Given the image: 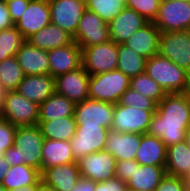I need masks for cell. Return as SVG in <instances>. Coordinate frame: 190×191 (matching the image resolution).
I'll list each match as a JSON object with an SVG mask.
<instances>
[{
    "label": "cell",
    "mask_w": 190,
    "mask_h": 191,
    "mask_svg": "<svg viewBox=\"0 0 190 191\" xmlns=\"http://www.w3.org/2000/svg\"><path fill=\"white\" fill-rule=\"evenodd\" d=\"M38 127L44 139L69 141L76 132L77 123L74 116L38 121Z\"/></svg>",
    "instance_id": "obj_31"
},
{
    "label": "cell",
    "mask_w": 190,
    "mask_h": 191,
    "mask_svg": "<svg viewBox=\"0 0 190 191\" xmlns=\"http://www.w3.org/2000/svg\"><path fill=\"white\" fill-rule=\"evenodd\" d=\"M161 0H128L126 7L135 10L148 22L157 17Z\"/></svg>",
    "instance_id": "obj_38"
},
{
    "label": "cell",
    "mask_w": 190,
    "mask_h": 191,
    "mask_svg": "<svg viewBox=\"0 0 190 191\" xmlns=\"http://www.w3.org/2000/svg\"><path fill=\"white\" fill-rule=\"evenodd\" d=\"M10 168V165L8 162L4 159V157L0 158V181L4 177V174L8 171Z\"/></svg>",
    "instance_id": "obj_46"
},
{
    "label": "cell",
    "mask_w": 190,
    "mask_h": 191,
    "mask_svg": "<svg viewBox=\"0 0 190 191\" xmlns=\"http://www.w3.org/2000/svg\"><path fill=\"white\" fill-rule=\"evenodd\" d=\"M17 126L0 118V158L13 146Z\"/></svg>",
    "instance_id": "obj_39"
},
{
    "label": "cell",
    "mask_w": 190,
    "mask_h": 191,
    "mask_svg": "<svg viewBox=\"0 0 190 191\" xmlns=\"http://www.w3.org/2000/svg\"><path fill=\"white\" fill-rule=\"evenodd\" d=\"M50 65V75L54 78L82 66V49L76 43L47 51Z\"/></svg>",
    "instance_id": "obj_17"
},
{
    "label": "cell",
    "mask_w": 190,
    "mask_h": 191,
    "mask_svg": "<svg viewBox=\"0 0 190 191\" xmlns=\"http://www.w3.org/2000/svg\"><path fill=\"white\" fill-rule=\"evenodd\" d=\"M141 142V134L120 133L109 130L104 150L112 154L117 161L135 160Z\"/></svg>",
    "instance_id": "obj_23"
},
{
    "label": "cell",
    "mask_w": 190,
    "mask_h": 191,
    "mask_svg": "<svg viewBox=\"0 0 190 191\" xmlns=\"http://www.w3.org/2000/svg\"><path fill=\"white\" fill-rule=\"evenodd\" d=\"M165 175V166H134L133 175L127 182V189L130 191H154Z\"/></svg>",
    "instance_id": "obj_26"
},
{
    "label": "cell",
    "mask_w": 190,
    "mask_h": 191,
    "mask_svg": "<svg viewBox=\"0 0 190 191\" xmlns=\"http://www.w3.org/2000/svg\"><path fill=\"white\" fill-rule=\"evenodd\" d=\"M51 23L48 0H31L23 15L14 25L27 40Z\"/></svg>",
    "instance_id": "obj_16"
},
{
    "label": "cell",
    "mask_w": 190,
    "mask_h": 191,
    "mask_svg": "<svg viewBox=\"0 0 190 191\" xmlns=\"http://www.w3.org/2000/svg\"><path fill=\"white\" fill-rule=\"evenodd\" d=\"M30 1L31 0H11L6 2L14 25L21 18L24 10H26Z\"/></svg>",
    "instance_id": "obj_43"
},
{
    "label": "cell",
    "mask_w": 190,
    "mask_h": 191,
    "mask_svg": "<svg viewBox=\"0 0 190 191\" xmlns=\"http://www.w3.org/2000/svg\"><path fill=\"white\" fill-rule=\"evenodd\" d=\"M80 178L77 162L53 166L41 172V181L57 191H70Z\"/></svg>",
    "instance_id": "obj_19"
},
{
    "label": "cell",
    "mask_w": 190,
    "mask_h": 191,
    "mask_svg": "<svg viewBox=\"0 0 190 191\" xmlns=\"http://www.w3.org/2000/svg\"><path fill=\"white\" fill-rule=\"evenodd\" d=\"M114 104L88 98L75 105L77 125L101 126L111 129Z\"/></svg>",
    "instance_id": "obj_13"
},
{
    "label": "cell",
    "mask_w": 190,
    "mask_h": 191,
    "mask_svg": "<svg viewBox=\"0 0 190 191\" xmlns=\"http://www.w3.org/2000/svg\"><path fill=\"white\" fill-rule=\"evenodd\" d=\"M38 188L39 184H31L25 187L16 188L9 191H38Z\"/></svg>",
    "instance_id": "obj_47"
},
{
    "label": "cell",
    "mask_w": 190,
    "mask_h": 191,
    "mask_svg": "<svg viewBox=\"0 0 190 191\" xmlns=\"http://www.w3.org/2000/svg\"><path fill=\"white\" fill-rule=\"evenodd\" d=\"M41 172L53 166L76 162L68 141L44 139Z\"/></svg>",
    "instance_id": "obj_28"
},
{
    "label": "cell",
    "mask_w": 190,
    "mask_h": 191,
    "mask_svg": "<svg viewBox=\"0 0 190 191\" xmlns=\"http://www.w3.org/2000/svg\"><path fill=\"white\" fill-rule=\"evenodd\" d=\"M27 41L34 47L48 51L71 44L73 36L57 25L50 23L30 36Z\"/></svg>",
    "instance_id": "obj_27"
},
{
    "label": "cell",
    "mask_w": 190,
    "mask_h": 191,
    "mask_svg": "<svg viewBox=\"0 0 190 191\" xmlns=\"http://www.w3.org/2000/svg\"><path fill=\"white\" fill-rule=\"evenodd\" d=\"M184 142L190 147V126L186 131Z\"/></svg>",
    "instance_id": "obj_50"
},
{
    "label": "cell",
    "mask_w": 190,
    "mask_h": 191,
    "mask_svg": "<svg viewBox=\"0 0 190 191\" xmlns=\"http://www.w3.org/2000/svg\"><path fill=\"white\" fill-rule=\"evenodd\" d=\"M146 74L154 79L167 94L187 93V72L159 54L147 59Z\"/></svg>",
    "instance_id": "obj_3"
},
{
    "label": "cell",
    "mask_w": 190,
    "mask_h": 191,
    "mask_svg": "<svg viewBox=\"0 0 190 191\" xmlns=\"http://www.w3.org/2000/svg\"><path fill=\"white\" fill-rule=\"evenodd\" d=\"M148 23L135 10L125 7L109 25V38L116 44H123L132 34Z\"/></svg>",
    "instance_id": "obj_18"
},
{
    "label": "cell",
    "mask_w": 190,
    "mask_h": 191,
    "mask_svg": "<svg viewBox=\"0 0 190 191\" xmlns=\"http://www.w3.org/2000/svg\"><path fill=\"white\" fill-rule=\"evenodd\" d=\"M75 105L67 97L55 92L39 105L38 121H51L67 116H74Z\"/></svg>",
    "instance_id": "obj_30"
},
{
    "label": "cell",
    "mask_w": 190,
    "mask_h": 191,
    "mask_svg": "<svg viewBox=\"0 0 190 191\" xmlns=\"http://www.w3.org/2000/svg\"><path fill=\"white\" fill-rule=\"evenodd\" d=\"M17 91L28 100L40 105L56 92L55 78L50 74L25 75Z\"/></svg>",
    "instance_id": "obj_21"
},
{
    "label": "cell",
    "mask_w": 190,
    "mask_h": 191,
    "mask_svg": "<svg viewBox=\"0 0 190 191\" xmlns=\"http://www.w3.org/2000/svg\"><path fill=\"white\" fill-rule=\"evenodd\" d=\"M109 25L96 13L85 10L78 23L73 41L81 48L108 42Z\"/></svg>",
    "instance_id": "obj_11"
},
{
    "label": "cell",
    "mask_w": 190,
    "mask_h": 191,
    "mask_svg": "<svg viewBox=\"0 0 190 191\" xmlns=\"http://www.w3.org/2000/svg\"><path fill=\"white\" fill-rule=\"evenodd\" d=\"M0 118L17 127L38 125L39 104L28 100L17 90L6 91Z\"/></svg>",
    "instance_id": "obj_5"
},
{
    "label": "cell",
    "mask_w": 190,
    "mask_h": 191,
    "mask_svg": "<svg viewBox=\"0 0 190 191\" xmlns=\"http://www.w3.org/2000/svg\"><path fill=\"white\" fill-rule=\"evenodd\" d=\"M38 191H57L53 187L47 186L42 181L39 183Z\"/></svg>",
    "instance_id": "obj_48"
},
{
    "label": "cell",
    "mask_w": 190,
    "mask_h": 191,
    "mask_svg": "<svg viewBox=\"0 0 190 191\" xmlns=\"http://www.w3.org/2000/svg\"><path fill=\"white\" fill-rule=\"evenodd\" d=\"M0 191H6V188L0 182Z\"/></svg>",
    "instance_id": "obj_52"
},
{
    "label": "cell",
    "mask_w": 190,
    "mask_h": 191,
    "mask_svg": "<svg viewBox=\"0 0 190 191\" xmlns=\"http://www.w3.org/2000/svg\"><path fill=\"white\" fill-rule=\"evenodd\" d=\"M153 23L161 33L190 30V1L161 0Z\"/></svg>",
    "instance_id": "obj_6"
},
{
    "label": "cell",
    "mask_w": 190,
    "mask_h": 191,
    "mask_svg": "<svg viewBox=\"0 0 190 191\" xmlns=\"http://www.w3.org/2000/svg\"><path fill=\"white\" fill-rule=\"evenodd\" d=\"M24 77V71L15 56L0 61V85L5 91L17 90Z\"/></svg>",
    "instance_id": "obj_33"
},
{
    "label": "cell",
    "mask_w": 190,
    "mask_h": 191,
    "mask_svg": "<svg viewBox=\"0 0 190 191\" xmlns=\"http://www.w3.org/2000/svg\"><path fill=\"white\" fill-rule=\"evenodd\" d=\"M167 147L156 136L141 134L135 160L139 165L165 166Z\"/></svg>",
    "instance_id": "obj_25"
},
{
    "label": "cell",
    "mask_w": 190,
    "mask_h": 191,
    "mask_svg": "<svg viewBox=\"0 0 190 191\" xmlns=\"http://www.w3.org/2000/svg\"><path fill=\"white\" fill-rule=\"evenodd\" d=\"M25 41L15 26L0 31V61L15 56Z\"/></svg>",
    "instance_id": "obj_36"
},
{
    "label": "cell",
    "mask_w": 190,
    "mask_h": 191,
    "mask_svg": "<svg viewBox=\"0 0 190 191\" xmlns=\"http://www.w3.org/2000/svg\"><path fill=\"white\" fill-rule=\"evenodd\" d=\"M166 174L190 181V147L185 142L167 147Z\"/></svg>",
    "instance_id": "obj_24"
},
{
    "label": "cell",
    "mask_w": 190,
    "mask_h": 191,
    "mask_svg": "<svg viewBox=\"0 0 190 191\" xmlns=\"http://www.w3.org/2000/svg\"><path fill=\"white\" fill-rule=\"evenodd\" d=\"M189 126L190 94L171 93L166 94L157 104L147 134L160 138L168 147L184 142Z\"/></svg>",
    "instance_id": "obj_1"
},
{
    "label": "cell",
    "mask_w": 190,
    "mask_h": 191,
    "mask_svg": "<svg viewBox=\"0 0 190 191\" xmlns=\"http://www.w3.org/2000/svg\"><path fill=\"white\" fill-rule=\"evenodd\" d=\"M134 166H139L136 160L117 161L115 166V176L123 182H128L134 172Z\"/></svg>",
    "instance_id": "obj_41"
},
{
    "label": "cell",
    "mask_w": 190,
    "mask_h": 191,
    "mask_svg": "<svg viewBox=\"0 0 190 191\" xmlns=\"http://www.w3.org/2000/svg\"><path fill=\"white\" fill-rule=\"evenodd\" d=\"M6 191L41 182L40 170L29 165L10 166L0 181Z\"/></svg>",
    "instance_id": "obj_29"
},
{
    "label": "cell",
    "mask_w": 190,
    "mask_h": 191,
    "mask_svg": "<svg viewBox=\"0 0 190 191\" xmlns=\"http://www.w3.org/2000/svg\"><path fill=\"white\" fill-rule=\"evenodd\" d=\"M156 110L114 104L111 130L120 133L147 134Z\"/></svg>",
    "instance_id": "obj_7"
},
{
    "label": "cell",
    "mask_w": 190,
    "mask_h": 191,
    "mask_svg": "<svg viewBox=\"0 0 190 191\" xmlns=\"http://www.w3.org/2000/svg\"><path fill=\"white\" fill-rule=\"evenodd\" d=\"M14 26L6 2L0 0V31Z\"/></svg>",
    "instance_id": "obj_44"
},
{
    "label": "cell",
    "mask_w": 190,
    "mask_h": 191,
    "mask_svg": "<svg viewBox=\"0 0 190 191\" xmlns=\"http://www.w3.org/2000/svg\"><path fill=\"white\" fill-rule=\"evenodd\" d=\"M15 57L25 75L50 74L47 51L32 46L27 40L16 52Z\"/></svg>",
    "instance_id": "obj_22"
},
{
    "label": "cell",
    "mask_w": 190,
    "mask_h": 191,
    "mask_svg": "<svg viewBox=\"0 0 190 191\" xmlns=\"http://www.w3.org/2000/svg\"><path fill=\"white\" fill-rule=\"evenodd\" d=\"M81 177L95 182L115 177L116 158L102 150L93 152L77 161Z\"/></svg>",
    "instance_id": "obj_15"
},
{
    "label": "cell",
    "mask_w": 190,
    "mask_h": 191,
    "mask_svg": "<svg viewBox=\"0 0 190 191\" xmlns=\"http://www.w3.org/2000/svg\"><path fill=\"white\" fill-rule=\"evenodd\" d=\"M161 31L153 22H148L132 34L123 44L133 49L142 57L149 59L159 52Z\"/></svg>",
    "instance_id": "obj_20"
},
{
    "label": "cell",
    "mask_w": 190,
    "mask_h": 191,
    "mask_svg": "<svg viewBox=\"0 0 190 191\" xmlns=\"http://www.w3.org/2000/svg\"><path fill=\"white\" fill-rule=\"evenodd\" d=\"M187 191H190V181L188 182Z\"/></svg>",
    "instance_id": "obj_53"
},
{
    "label": "cell",
    "mask_w": 190,
    "mask_h": 191,
    "mask_svg": "<svg viewBox=\"0 0 190 191\" xmlns=\"http://www.w3.org/2000/svg\"><path fill=\"white\" fill-rule=\"evenodd\" d=\"M82 49V66L91 75L117 70L118 44L108 42Z\"/></svg>",
    "instance_id": "obj_8"
},
{
    "label": "cell",
    "mask_w": 190,
    "mask_h": 191,
    "mask_svg": "<svg viewBox=\"0 0 190 191\" xmlns=\"http://www.w3.org/2000/svg\"><path fill=\"white\" fill-rule=\"evenodd\" d=\"M187 72V93L190 94V67L186 70Z\"/></svg>",
    "instance_id": "obj_51"
},
{
    "label": "cell",
    "mask_w": 190,
    "mask_h": 191,
    "mask_svg": "<svg viewBox=\"0 0 190 191\" xmlns=\"http://www.w3.org/2000/svg\"><path fill=\"white\" fill-rule=\"evenodd\" d=\"M90 75L83 66L55 78L56 93L75 104L89 98Z\"/></svg>",
    "instance_id": "obj_14"
},
{
    "label": "cell",
    "mask_w": 190,
    "mask_h": 191,
    "mask_svg": "<svg viewBox=\"0 0 190 191\" xmlns=\"http://www.w3.org/2000/svg\"><path fill=\"white\" fill-rule=\"evenodd\" d=\"M109 130L98 125H77L75 135L68 141L75 161L104 150Z\"/></svg>",
    "instance_id": "obj_9"
},
{
    "label": "cell",
    "mask_w": 190,
    "mask_h": 191,
    "mask_svg": "<svg viewBox=\"0 0 190 191\" xmlns=\"http://www.w3.org/2000/svg\"><path fill=\"white\" fill-rule=\"evenodd\" d=\"M130 79L129 76L119 70L91 75L89 98L117 104L121 95L130 88Z\"/></svg>",
    "instance_id": "obj_4"
},
{
    "label": "cell",
    "mask_w": 190,
    "mask_h": 191,
    "mask_svg": "<svg viewBox=\"0 0 190 191\" xmlns=\"http://www.w3.org/2000/svg\"><path fill=\"white\" fill-rule=\"evenodd\" d=\"M86 9L96 13L106 23L113 20L125 7L122 0H85Z\"/></svg>",
    "instance_id": "obj_35"
},
{
    "label": "cell",
    "mask_w": 190,
    "mask_h": 191,
    "mask_svg": "<svg viewBox=\"0 0 190 191\" xmlns=\"http://www.w3.org/2000/svg\"><path fill=\"white\" fill-rule=\"evenodd\" d=\"M127 183L118 177L109 178L106 181L96 182L95 191H126Z\"/></svg>",
    "instance_id": "obj_42"
},
{
    "label": "cell",
    "mask_w": 190,
    "mask_h": 191,
    "mask_svg": "<svg viewBox=\"0 0 190 191\" xmlns=\"http://www.w3.org/2000/svg\"><path fill=\"white\" fill-rule=\"evenodd\" d=\"M123 106L137 107L143 110H156L157 103L149 97L128 88L120 97L118 102Z\"/></svg>",
    "instance_id": "obj_37"
},
{
    "label": "cell",
    "mask_w": 190,
    "mask_h": 191,
    "mask_svg": "<svg viewBox=\"0 0 190 191\" xmlns=\"http://www.w3.org/2000/svg\"><path fill=\"white\" fill-rule=\"evenodd\" d=\"M147 59L124 44H118L117 70L131 77L146 71Z\"/></svg>",
    "instance_id": "obj_32"
},
{
    "label": "cell",
    "mask_w": 190,
    "mask_h": 191,
    "mask_svg": "<svg viewBox=\"0 0 190 191\" xmlns=\"http://www.w3.org/2000/svg\"><path fill=\"white\" fill-rule=\"evenodd\" d=\"M51 23L72 36L86 10L85 0H48Z\"/></svg>",
    "instance_id": "obj_12"
},
{
    "label": "cell",
    "mask_w": 190,
    "mask_h": 191,
    "mask_svg": "<svg viewBox=\"0 0 190 191\" xmlns=\"http://www.w3.org/2000/svg\"><path fill=\"white\" fill-rule=\"evenodd\" d=\"M130 88L141 93L143 96L151 98L157 104L167 94L154 79L146 74V72L131 77Z\"/></svg>",
    "instance_id": "obj_34"
},
{
    "label": "cell",
    "mask_w": 190,
    "mask_h": 191,
    "mask_svg": "<svg viewBox=\"0 0 190 191\" xmlns=\"http://www.w3.org/2000/svg\"><path fill=\"white\" fill-rule=\"evenodd\" d=\"M189 180L166 174L154 191H187Z\"/></svg>",
    "instance_id": "obj_40"
},
{
    "label": "cell",
    "mask_w": 190,
    "mask_h": 191,
    "mask_svg": "<svg viewBox=\"0 0 190 191\" xmlns=\"http://www.w3.org/2000/svg\"><path fill=\"white\" fill-rule=\"evenodd\" d=\"M96 182L81 177L77 184L70 191H95Z\"/></svg>",
    "instance_id": "obj_45"
},
{
    "label": "cell",
    "mask_w": 190,
    "mask_h": 191,
    "mask_svg": "<svg viewBox=\"0 0 190 191\" xmlns=\"http://www.w3.org/2000/svg\"><path fill=\"white\" fill-rule=\"evenodd\" d=\"M158 54L187 70L190 67V30L161 33Z\"/></svg>",
    "instance_id": "obj_10"
},
{
    "label": "cell",
    "mask_w": 190,
    "mask_h": 191,
    "mask_svg": "<svg viewBox=\"0 0 190 191\" xmlns=\"http://www.w3.org/2000/svg\"><path fill=\"white\" fill-rule=\"evenodd\" d=\"M5 94H6V91L0 85V114H1L2 108H3V101L5 98Z\"/></svg>",
    "instance_id": "obj_49"
},
{
    "label": "cell",
    "mask_w": 190,
    "mask_h": 191,
    "mask_svg": "<svg viewBox=\"0 0 190 191\" xmlns=\"http://www.w3.org/2000/svg\"><path fill=\"white\" fill-rule=\"evenodd\" d=\"M44 137L38 125L18 126L14 144L3 155L10 166L29 165L41 172Z\"/></svg>",
    "instance_id": "obj_2"
}]
</instances>
